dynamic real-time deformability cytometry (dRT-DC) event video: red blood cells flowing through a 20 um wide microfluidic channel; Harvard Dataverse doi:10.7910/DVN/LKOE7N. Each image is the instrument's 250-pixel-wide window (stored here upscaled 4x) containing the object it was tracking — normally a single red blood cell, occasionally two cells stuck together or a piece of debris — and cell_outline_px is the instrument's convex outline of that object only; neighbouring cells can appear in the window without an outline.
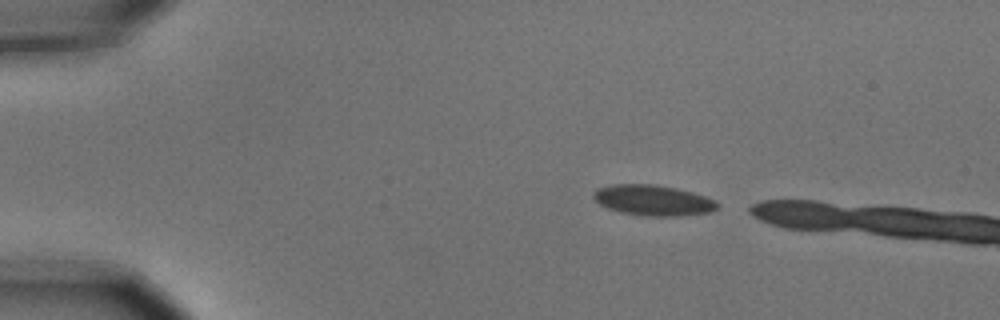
{"species": "common noctule bat (a hibernating species)", "species_latin": "Nyctalus noctula", "temperature_condition": "cold", "stored_images_in_passage": 2, "camera_frame_rate_fps": 3000, "um_per_image_px": 0.085, "animal": {"sex": "male", "body_mass_g": 15.6}, "frame": {"image": 1, "passage_image": 1, "time_ms": 0.0, "image_size_px": [1000, 320], "cell_outline_px": [[720, 208], [712, 212], [680, 216], [644, 216], [620, 212], [608, 208], [600, 204], [592, 196], [592, 192], [596, 188], [612, 184], [652, 184], [676, 188], [692, 192], [716, 200], [720, 204]], "centroid_in_image_um": [55.53, 17.03], "position_along_channel_um": 29.5, "area_um2": 22.37}}